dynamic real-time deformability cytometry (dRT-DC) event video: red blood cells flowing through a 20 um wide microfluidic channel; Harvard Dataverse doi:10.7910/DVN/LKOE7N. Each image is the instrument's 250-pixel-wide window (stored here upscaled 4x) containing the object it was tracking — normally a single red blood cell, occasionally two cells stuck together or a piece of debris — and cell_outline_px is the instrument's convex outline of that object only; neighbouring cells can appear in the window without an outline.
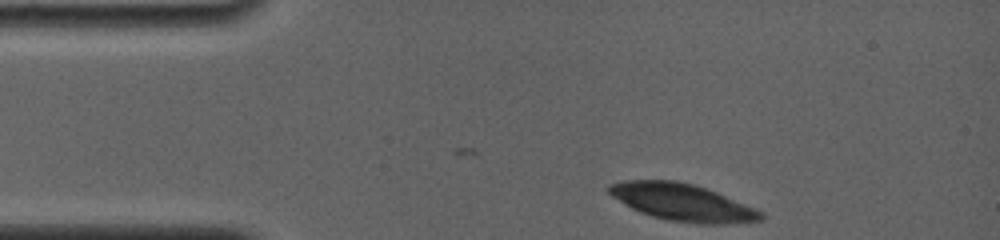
{"species": "common noctule bat (a hibernating species)", "species_latin": "Nyctalus noctula", "temperature_condition": "room temperature", "stored_images_in_passage": 5, "camera_frame_rate_fps": 4000, "um_per_image_px": 0.085, "animal": {"sex": "female", "body_mass_g": 19.0, "forearm_length_mm": 56.7}, "frame": {"image": 1, "passage_image": 1, "time_ms": 0.0, "image_size_px": [1000, 240], "cell_outline_px": [[764, 220], [724, 224], [700, 224], [668, 220], [652, 216], [640, 212], [624, 204], [612, 196], [608, 192], [608, 184], [624, 180], [676, 180], [692, 184], [716, 192], [756, 208], [764, 212]], "centroid_in_image_um": [58.01, 17.2], "position_along_channel_um": 27.0, "area_um2": 32.83}}
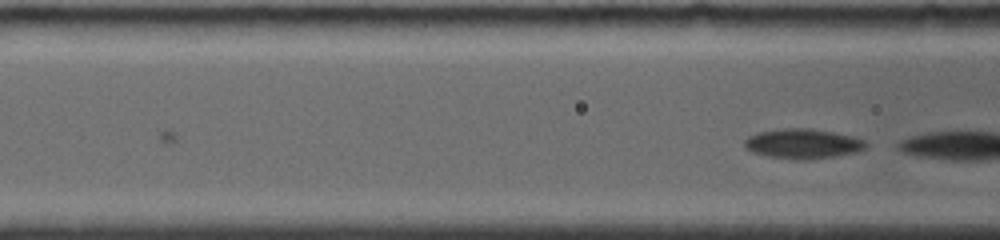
{"frame": {"image": 2, "passage_image": 5, "time_ms": 3.25, "image_size_px": [1000, 240], "cell_outline_px": [[868, 144], [864, 148], [856, 152], [832, 156], [768, 156], [752, 152], [744, 148], [744, 140], [748, 136], [756, 132], [784, 128], [808, 128], [832, 132], [864, 140]], "centroid_in_image_um": [68.17, 12.15], "position_along_channel_um": 98.4, "area_um2": 19.88}}